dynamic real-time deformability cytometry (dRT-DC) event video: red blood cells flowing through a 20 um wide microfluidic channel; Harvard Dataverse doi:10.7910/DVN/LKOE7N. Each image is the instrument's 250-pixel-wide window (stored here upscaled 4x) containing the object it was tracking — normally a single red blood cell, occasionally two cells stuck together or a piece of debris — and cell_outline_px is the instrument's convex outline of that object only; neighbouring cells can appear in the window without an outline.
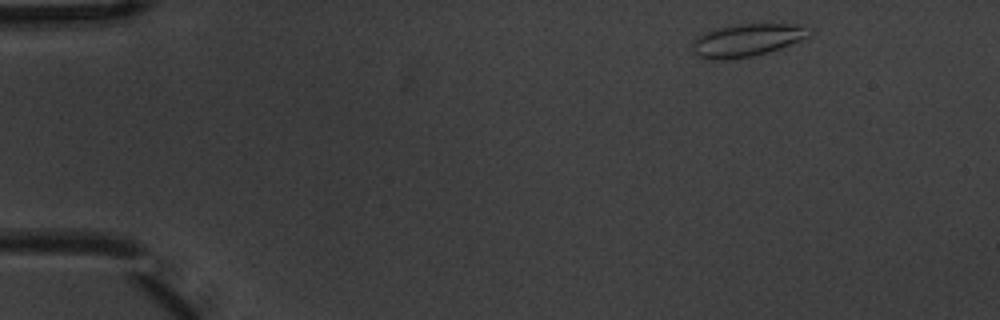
{"species": "common noctule bat (a hibernating species)", "species_latin": "Nyctalus noctula", "temperature_condition": "warm", "stored_images_in_passage": 3, "camera_frame_rate_fps": 3000, "um_per_image_px": 0.085, "animal": {"sex": "male", "body_mass_g": 20.1, "forearm_length_mm": 53.5}, "frame": {"image": 1, "passage_image": 1, "time_ms": 0.0, "image_size_px": [1000, 320], "cell_outline_px": [[812, 32], [808, 36], [800, 40], [780, 48], [768, 52], [752, 56], [728, 60], [712, 60], [700, 56], [692, 52], [692, 44], [696, 36], [720, 28], [736, 24], [800, 24], [812, 28]], "centroid_in_image_um": [63.51, 3.42], "position_along_channel_um": 21.5, "area_um2": 22.2}}